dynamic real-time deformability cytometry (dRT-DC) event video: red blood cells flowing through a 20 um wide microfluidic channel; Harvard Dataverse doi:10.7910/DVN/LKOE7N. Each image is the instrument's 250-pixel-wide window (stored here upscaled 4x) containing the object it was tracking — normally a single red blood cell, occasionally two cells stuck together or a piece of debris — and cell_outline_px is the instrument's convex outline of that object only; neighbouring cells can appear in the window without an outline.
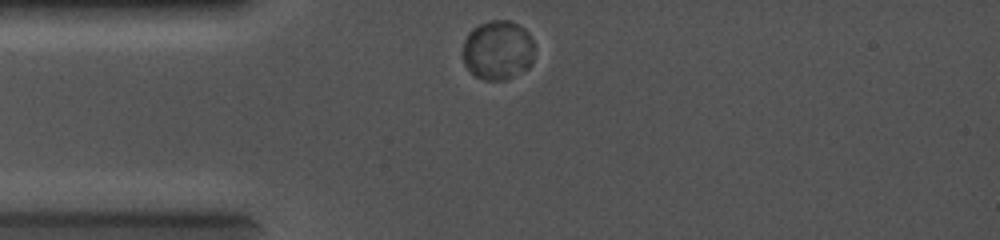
{"species": "common noctule bat (a hibernating species)", "species_latin": "Nyctalus noctula", "temperature_condition": "cold", "stored_images_in_passage": 11, "camera_frame_rate_fps": 5000, "um_per_image_px": 0.085, "animal": {"sex": "female", "body_mass_g": 19.0, "forearm_length_mm": 56.7}, "frame": {"image": 1, "passage_image": 1, "time_ms": 0.0, "image_size_px": [1000, 240], "cell_outline_px": [[532, 60], [528, 68], [504, 80], [484, 80], [476, 76], [464, 64], [460, 52], [464, 40], [468, 32], [472, 28], [480, 24], [492, 20], [508, 20], [524, 28], [528, 32], [532, 40]], "centroid_in_image_um": [42.26, 4.25], "position_along_channel_um": 42.7, "area_um2": 24.85}}
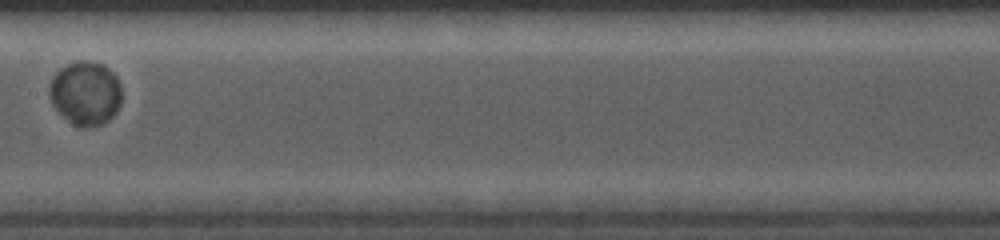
{"frame": {"image": 2, "passage_image": 8, "time_ms": 3.8, "image_size_px": [1000, 240], "cell_outline_px": [[120, 104], [116, 112], [104, 124], [88, 128], [80, 128], [72, 124], [52, 104], [48, 96], [48, 88], [52, 76], [60, 68], [76, 60], [84, 60], [104, 64], [116, 76], [120, 84]], "centroid_in_image_um": [7.25, 7.92], "position_along_channel_um": 200.2, "area_um2": 27.22}}
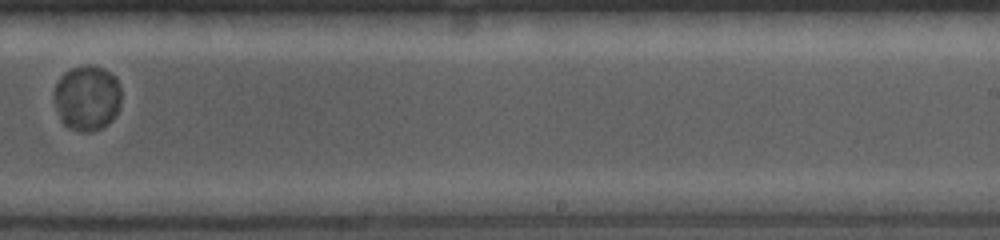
{"frame": {"image": 3, "passage_image": 11, "time_ms": 5.6, "image_size_px": [1000, 240], "cell_outline_px": [[120, 108], [112, 120], [108, 124], [92, 132], [80, 132], [68, 128], [60, 120], [56, 108], [52, 92], [60, 76], [64, 72], [72, 68], [84, 64], [88, 64], [104, 68], [116, 76], [120, 84]], "centroid_in_image_um": [7.4, 8.31], "position_along_channel_um": 281.6, "area_um2": 26.18}}